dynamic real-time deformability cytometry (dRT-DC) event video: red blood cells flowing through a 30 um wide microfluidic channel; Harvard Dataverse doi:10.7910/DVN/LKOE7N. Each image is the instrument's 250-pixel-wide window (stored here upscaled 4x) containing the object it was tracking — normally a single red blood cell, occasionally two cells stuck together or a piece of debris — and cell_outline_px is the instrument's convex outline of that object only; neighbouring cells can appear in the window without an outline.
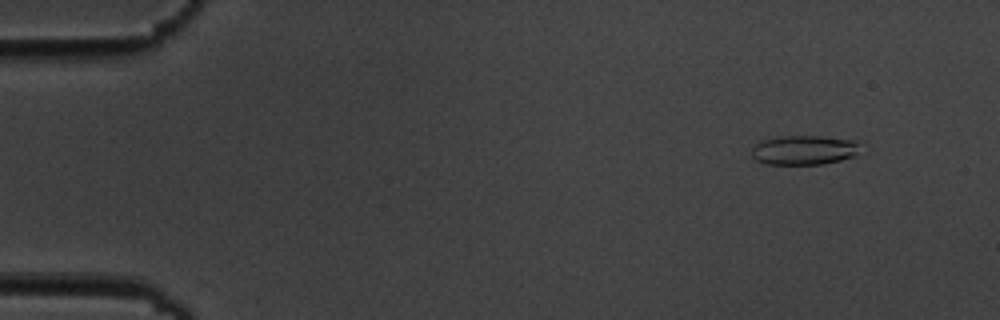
{"species": "common noctule bat (a hibernating species)", "species_latin": "Nyctalus noctula", "temperature_condition": "cold", "stored_images_in_passage": 6, "camera_frame_rate_fps": 3000, "um_per_image_px": 0.085, "animal": {"sex": "male", "body_mass_g": 19.5, "forearm_length_mm": 54.6}, "frame": {"image": 1, "passage_image": 2, "time_ms": 1.333, "image_size_px": [1000, 320], "cell_outline_px": [[860, 140], [856, 156], [824, 164], [768, 164], [756, 160], [752, 156], [752, 148], [760, 140], [780, 136], [820, 136]], "centroid_in_image_um": [68.36, 12.74], "position_along_channel_um": 16.6, "area_um2": 18.79}}
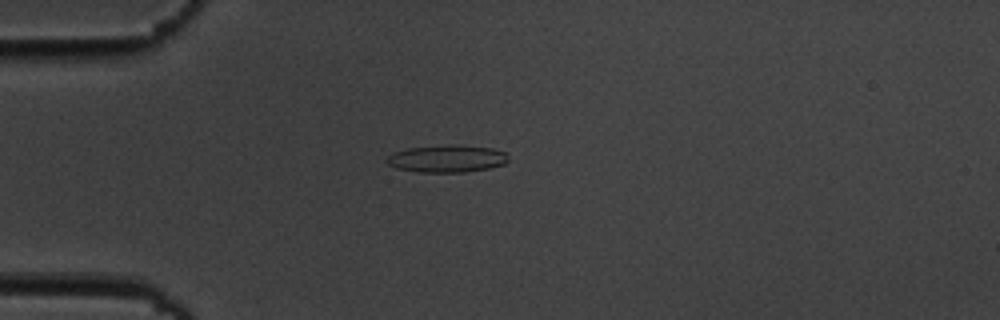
{"frame": {"image": 2, "passage_image": 5, "time_ms": 4.667, "image_size_px": [1000, 320], "cell_outline_px": [[508, 160], [504, 164], [488, 168], [464, 172], [420, 172], [396, 168], [388, 164], [384, 160], [388, 156], [396, 152], [408, 148], [492, 148], [504, 152]], "centroid_in_image_um": [37.94, 13.55], "position_along_channel_um": 47.1, "area_um2": 17.98}}